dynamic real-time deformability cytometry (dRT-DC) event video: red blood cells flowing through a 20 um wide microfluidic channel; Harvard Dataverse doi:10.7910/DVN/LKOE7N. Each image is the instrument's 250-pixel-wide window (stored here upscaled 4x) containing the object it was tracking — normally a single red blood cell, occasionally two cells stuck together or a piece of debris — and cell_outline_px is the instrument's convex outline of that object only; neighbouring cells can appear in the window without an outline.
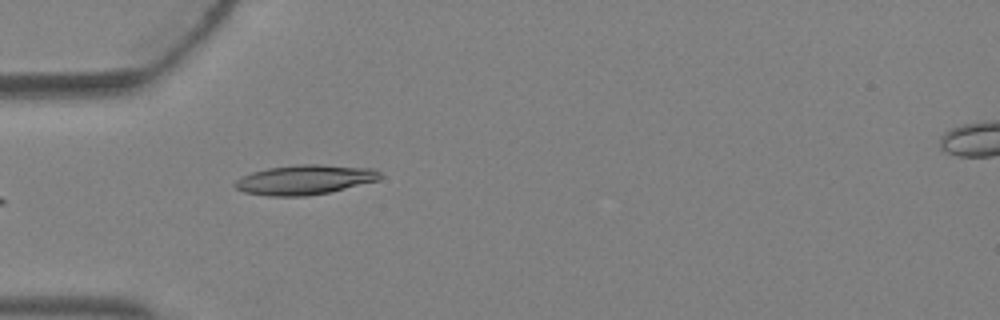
{"species": "Egyptian fruit bat (a non-hibernating species)", "species_latin": "Rousettus aegyptiacus", "temperature_condition": "warm", "stored_images_in_passage": 3, "camera_frame_rate_fps": 3000, "um_per_image_px": 0.085, "animal": {"sex": "female"}, "frame": {"image": 1, "passage_image": 2, "time_ms": 0.333, "image_size_px": [1000, 320], "cell_outline_px": [[384, 176], [380, 180], [328, 192], [308, 196], [268, 196], [244, 192], [236, 188], [232, 184], [236, 180], [252, 172], [268, 168], [296, 164], [320, 164], [372, 168], [380, 172]], "centroid_in_image_um": [25.93, 15.27], "position_along_channel_um": 59.1, "area_um2": 25.2}}